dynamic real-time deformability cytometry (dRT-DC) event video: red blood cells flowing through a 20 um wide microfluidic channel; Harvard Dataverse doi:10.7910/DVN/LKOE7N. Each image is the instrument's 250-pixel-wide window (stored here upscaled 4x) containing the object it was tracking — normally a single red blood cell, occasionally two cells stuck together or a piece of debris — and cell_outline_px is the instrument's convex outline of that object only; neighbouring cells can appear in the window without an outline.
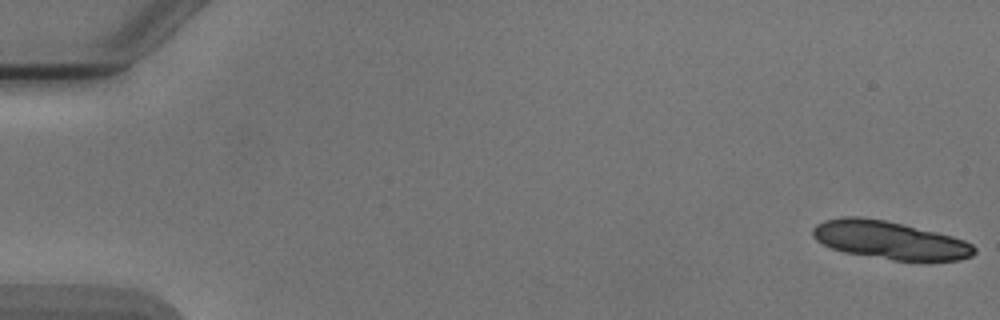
{"species": "Egyptian fruit bat (a non-hibernating species)", "species_latin": "Rousettus aegyptiacus", "temperature_condition": "cold", "stored_images_in_passage": 7, "segment_of_instrument_passage": [1, 2], "camera_frame_rate_fps": 3000, "um_per_image_px": 0.085, "animal": {"sex": "male"}, "frame": {"image": 1, "passage_image": 1, "time_ms": 0.0, "image_size_px": [1000, 320], "cell_outline_px": [[976, 252], [972, 256], [960, 260], [892, 260], [844, 252], [832, 248], [816, 240], [812, 236], [812, 228], [816, 224], [824, 220], [844, 216], [856, 216], [884, 220], [936, 232], [952, 236], [964, 240], [972, 244], [976, 248]], "centroid_in_image_um": [75.6, 20.41], "position_along_channel_um": 9.4, "area_um2": 35.6}}